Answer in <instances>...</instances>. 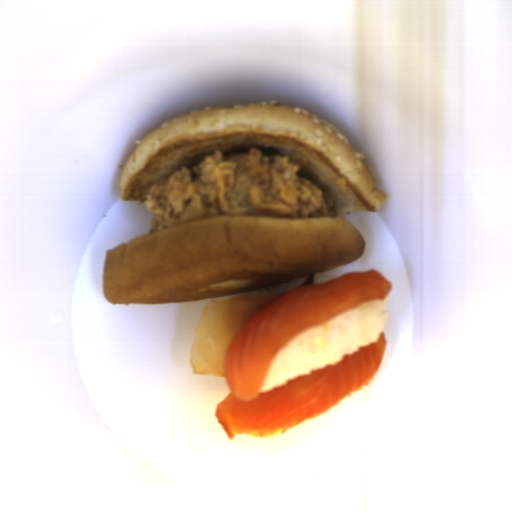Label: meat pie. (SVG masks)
Wrapping results in <instances>:
<instances>
[{
  "label": "meat pie",
  "instance_id": "obj_1",
  "mask_svg": "<svg viewBox=\"0 0 512 512\" xmlns=\"http://www.w3.org/2000/svg\"><path fill=\"white\" fill-rule=\"evenodd\" d=\"M149 228L163 229L202 217L252 215L335 217L332 197L302 178L290 156L250 147L245 154L216 151L193 168L182 167L149 187L143 201Z\"/></svg>",
  "mask_w": 512,
  "mask_h": 512
}]
</instances>
